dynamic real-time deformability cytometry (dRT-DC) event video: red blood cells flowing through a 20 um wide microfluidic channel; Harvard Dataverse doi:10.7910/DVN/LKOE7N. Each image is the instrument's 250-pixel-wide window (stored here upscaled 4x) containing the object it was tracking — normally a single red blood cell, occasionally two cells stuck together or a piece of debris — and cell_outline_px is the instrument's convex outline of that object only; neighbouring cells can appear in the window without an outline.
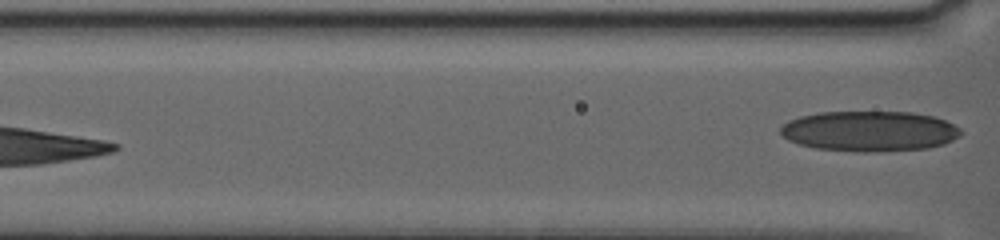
{"species": "human", "species_latin": "Homo sapiens", "temperature_condition": "warm", "stored_images_in_passage": 34, "segment_of_instrument_passage": [2, 2], "camera_frame_rate_fps": 3000, "um_per_image_px": 0.085, "donor": {"sex": "female"}, "frame": {"image": 1, "passage_image": 34, "time_ms": 10.333, "image_size_px": [1000, 240], "cell_outline_px": [[964, 132], [960, 136], [944, 144], [928, 148], [864, 152], [816, 148], [800, 144], [788, 140], [780, 132], [780, 128], [788, 120], [800, 116], [820, 112], [912, 112], [936, 116], [960, 128]], "centroid_in_image_um": [73.93, 11.14], "position_along_channel_um": 92.7, "area_um2": 42.37}}